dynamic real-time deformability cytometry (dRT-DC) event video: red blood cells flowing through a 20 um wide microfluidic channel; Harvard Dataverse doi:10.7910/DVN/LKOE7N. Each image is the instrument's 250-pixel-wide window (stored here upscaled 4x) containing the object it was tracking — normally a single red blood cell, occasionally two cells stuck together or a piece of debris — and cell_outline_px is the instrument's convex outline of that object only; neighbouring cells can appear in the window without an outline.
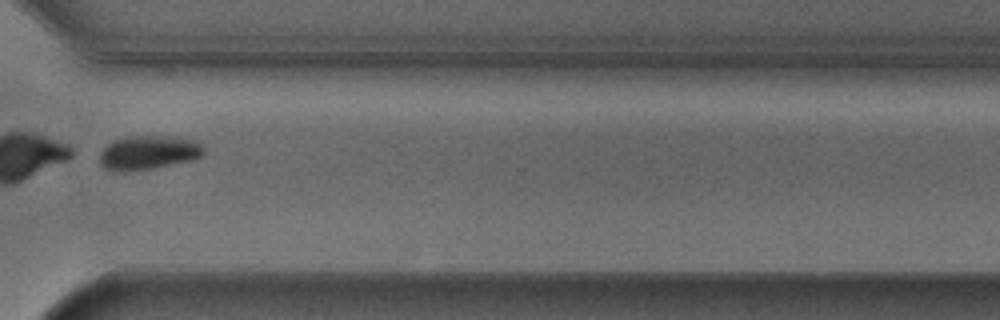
{"species": "Egyptian fruit bat (a non-hibernating species)", "species_latin": "Rousettus aegyptiacus", "temperature_condition": "cold", "stored_images_in_passage": 33, "camera_frame_rate_fps": 3000, "um_per_image_px": 0.085, "animal": {"sex": "male"}, "frame": {"image": 1, "passage_image": 24, "time_ms": 7.667, "image_size_px": [1000, 320], "cell_outline_px": [[204, 152], [200, 156], [192, 160], [152, 168], [104, 168], [100, 164], [100, 152], [112, 140], [124, 136], [176, 136], [200, 140], [204, 148]], "centroid_in_image_um": [12.7, 12.89], "position_along_channel_um": 357.9, "area_um2": 20.23}}